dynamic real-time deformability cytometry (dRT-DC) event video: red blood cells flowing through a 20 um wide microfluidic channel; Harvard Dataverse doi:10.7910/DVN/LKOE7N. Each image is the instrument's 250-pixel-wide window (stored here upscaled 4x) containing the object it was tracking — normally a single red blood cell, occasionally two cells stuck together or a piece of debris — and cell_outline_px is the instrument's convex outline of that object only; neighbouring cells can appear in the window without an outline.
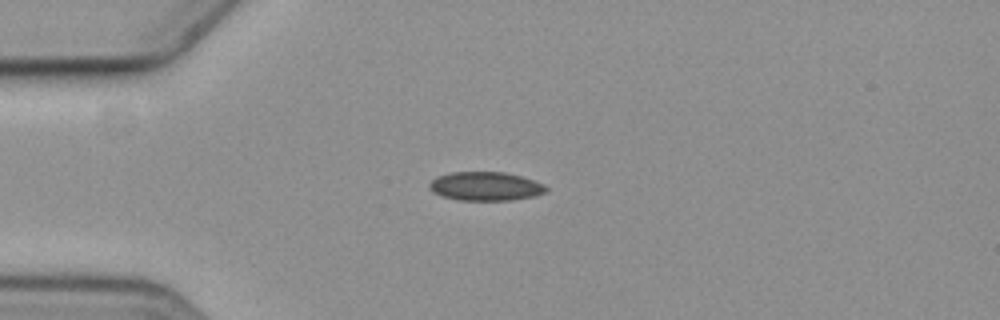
{"species": "common noctule bat (a hibernating species)", "species_latin": "Nyctalus noctula", "temperature_condition": "cold", "stored_images_in_passage": 5, "camera_frame_rate_fps": 3000, "um_per_image_px": 0.085, "animal": {"sex": "female", "body_mass_g": 19.3, "forearm_length_mm": 54.1}, "frame": {"image": 1, "passage_image": 2, "time_ms": 1.333, "image_size_px": [1000, 320], "cell_outline_px": [[548, 188], [544, 192], [532, 196], [512, 200], [460, 200], [440, 196], [432, 192], [428, 188], [428, 184], [436, 176], [448, 172], [504, 172], [520, 176], [544, 184]], "centroid_in_image_um": [41.19, 15.83], "position_along_channel_um": 43.8, "area_um2": 19.59}}
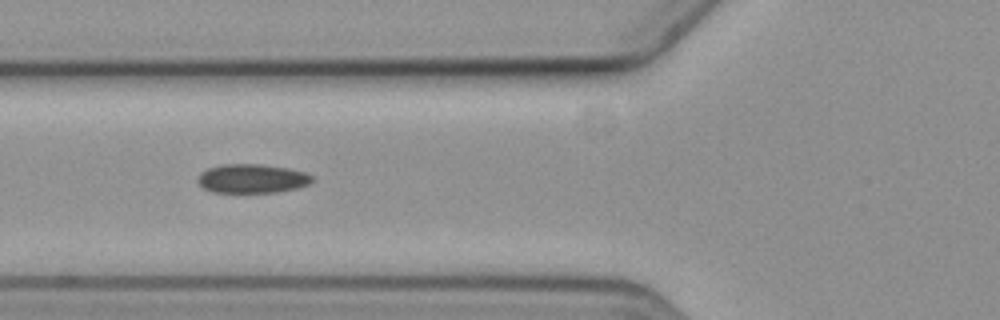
{"frame": {"image": 2, "passage_image": 4, "time_ms": 3.667, "image_size_px": [1000, 320], "cell_outline_px": [[312, 180], [308, 184], [296, 188], [276, 192], [212, 192], [204, 188], [196, 180], [200, 172], [208, 168], [220, 164], [260, 164], [288, 168], [304, 172], [312, 176]], "centroid_in_image_um": [21.38, 15.17], "position_along_channel_um": 104.4, "area_um2": 19.25}}
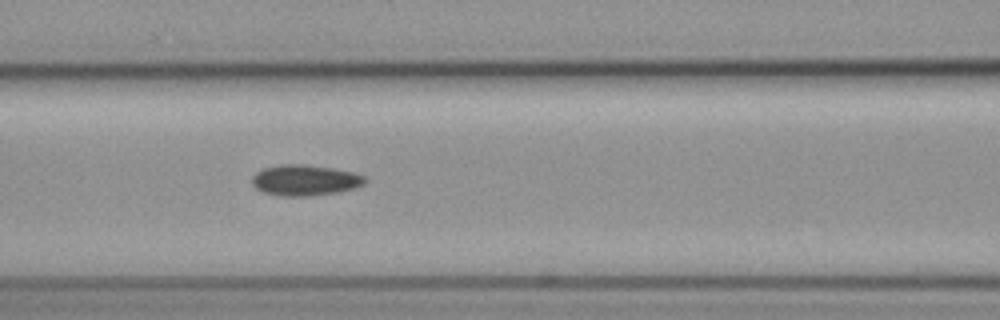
{"frame": {"image": 3, "passage_image": 5, "time_ms": 4.667, "image_size_px": [1000, 320], "cell_outline_px": [[368, 180], [364, 184], [352, 188], [336, 192], [308, 196], [280, 196], [264, 192], [256, 188], [252, 184], [252, 176], [256, 172], [264, 168], [280, 164], [304, 164], [332, 168], [356, 172], [364, 176]], "centroid_in_image_um": [25.92, 15.31], "position_along_channel_um": 140.7, "area_um2": 20.29}}